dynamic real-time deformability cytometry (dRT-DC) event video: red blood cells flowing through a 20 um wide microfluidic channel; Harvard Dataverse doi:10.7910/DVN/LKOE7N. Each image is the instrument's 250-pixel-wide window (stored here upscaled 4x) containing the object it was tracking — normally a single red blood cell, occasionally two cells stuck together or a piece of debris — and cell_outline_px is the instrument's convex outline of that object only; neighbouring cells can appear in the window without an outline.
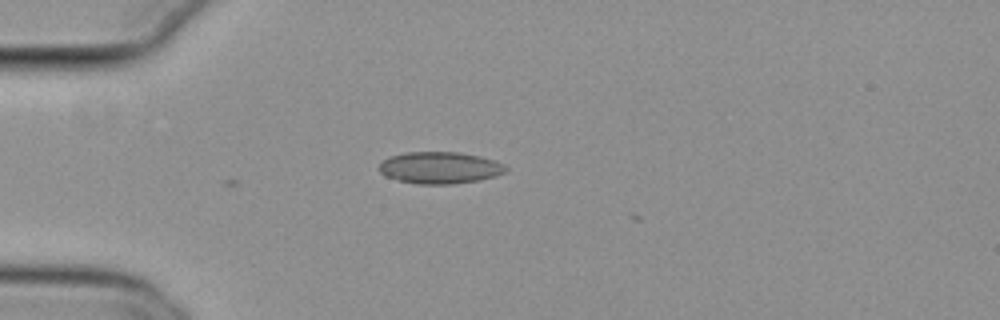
{"species": "common noctule bat (a hibernating species)", "species_latin": "Nyctalus noctula", "temperature_condition": "cold", "stored_images_in_passage": 3, "camera_frame_rate_fps": 3000, "um_per_image_px": 0.085, "animal": {"sex": "female", "body_mass_g": 29.2, "forearm_length_mm": 56.3}, "frame": {"image": 1, "passage_image": 2, "time_ms": 0.333, "image_size_px": [1000, 320], "cell_outline_px": [[508, 172], [496, 176], [476, 180], [452, 184], [416, 184], [384, 176], [380, 172], [380, 164], [388, 156], [404, 152], [460, 152], [480, 156], [504, 164], [508, 168]], "centroid_in_image_um": [37.39, 14.25], "position_along_channel_um": 47.6, "area_um2": 23.52}}